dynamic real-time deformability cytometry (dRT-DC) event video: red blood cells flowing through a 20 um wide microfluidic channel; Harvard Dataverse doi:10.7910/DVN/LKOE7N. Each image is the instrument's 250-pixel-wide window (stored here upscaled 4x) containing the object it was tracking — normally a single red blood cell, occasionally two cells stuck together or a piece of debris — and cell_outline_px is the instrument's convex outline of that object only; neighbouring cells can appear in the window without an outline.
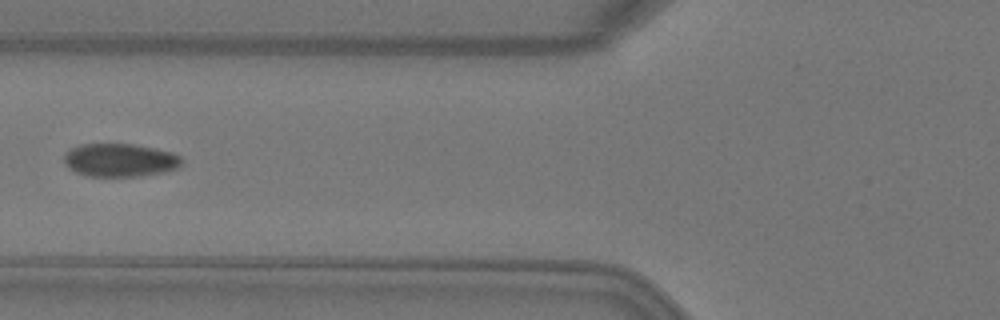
{"species": "Egyptian fruit bat (a non-hibernating species)", "species_latin": "Rousettus aegyptiacus", "temperature_condition": "warm", "stored_images_in_passage": 4, "camera_frame_rate_fps": 3000, "um_per_image_px": 0.085, "animal": {"sex": "female"}, "frame": {"image": 1, "passage_image": 4, "time_ms": 1.0, "image_size_px": [1000, 320], "cell_outline_px": [[180, 164], [176, 168], [164, 172], [140, 176], [84, 176], [68, 168], [64, 164], [64, 156], [72, 148], [80, 144], [132, 144], [172, 152], [180, 156]], "centroid_in_image_um": [10.15, 13.62], "position_along_channel_um": 115.6, "area_um2": 22.6}}